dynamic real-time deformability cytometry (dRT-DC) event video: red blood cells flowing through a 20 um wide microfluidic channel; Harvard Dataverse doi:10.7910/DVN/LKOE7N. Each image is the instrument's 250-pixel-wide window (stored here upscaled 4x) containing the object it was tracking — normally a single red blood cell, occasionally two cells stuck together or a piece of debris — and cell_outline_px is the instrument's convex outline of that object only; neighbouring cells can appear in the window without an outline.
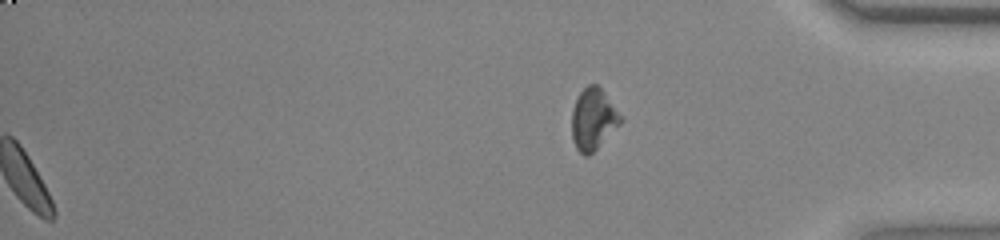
{"species": "common noctule bat (a hibernating species)", "species_latin": "Nyctalus noctula", "temperature_condition": "warm", "stored_images_in_passage": 47, "segment_of_instrument_passage": [2, 2], "camera_frame_rate_fps": 3000, "um_per_image_px": 0.085, "animal": {"sex": "female", "body_mass_g": 23.0, "forearm_length_mm": 53.4}, "frame": {"image": 1, "passage_image": 47, "time_ms": 15.333, "image_size_px": [1000, 240], "cell_outline_px": [[624, 120], [588, 156], [584, 156], [576, 148], [572, 140], [572, 108], [580, 92], [588, 84], [596, 84], [604, 92], [624, 116]], "centroid_in_image_um": [50.44, 10.11], "position_along_channel_um": 384.8, "area_um2": 17.51}}